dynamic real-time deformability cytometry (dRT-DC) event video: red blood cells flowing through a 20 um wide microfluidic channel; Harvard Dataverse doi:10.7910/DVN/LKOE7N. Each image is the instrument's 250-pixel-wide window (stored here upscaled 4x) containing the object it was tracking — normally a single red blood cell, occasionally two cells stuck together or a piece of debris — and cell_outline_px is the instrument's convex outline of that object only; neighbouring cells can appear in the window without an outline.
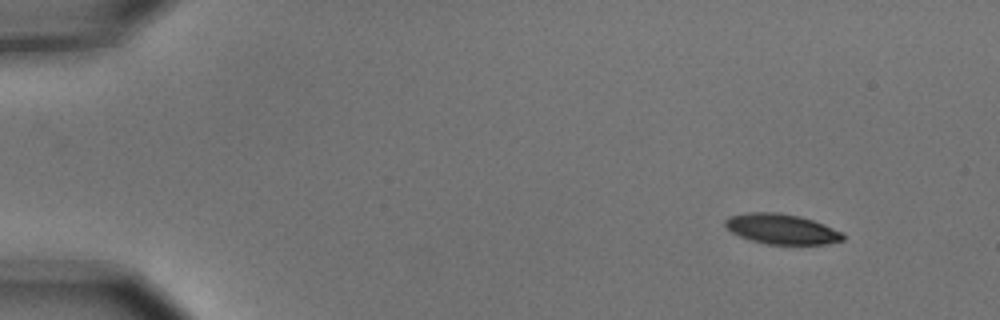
{"species": "common noctule bat (a hibernating species)", "species_latin": "Nyctalus noctula", "temperature_condition": "cold", "stored_images_in_passage": 4, "camera_frame_rate_fps": 3000, "um_per_image_px": 0.085, "animal": {"sex": "male", "body_mass_g": 15.6}, "frame": {"image": 1, "passage_image": 1, "time_ms": 0.0, "image_size_px": [1000, 320], "cell_outline_px": [[844, 240], [828, 244], [768, 244], [752, 240], [740, 236], [732, 232], [724, 224], [724, 220], [728, 216], [748, 212], [776, 212], [800, 216], [824, 224], [844, 232]], "centroid_in_image_um": [66.46, 19.46], "position_along_channel_um": 18.5, "area_um2": 20.75}}
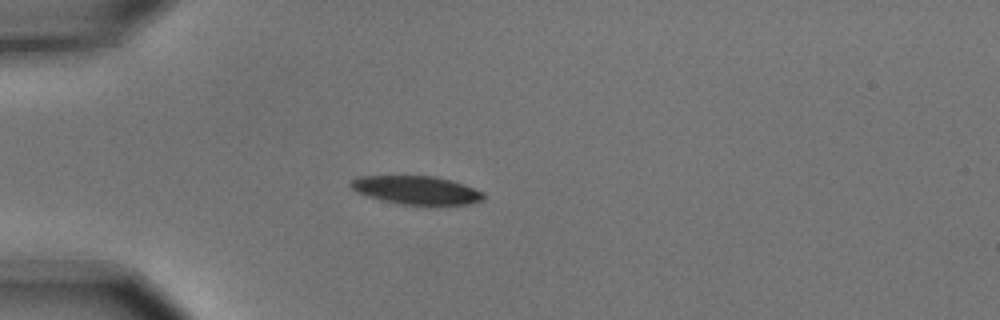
{"frame": {"image": 2, "passage_image": 4, "time_ms": 1.0, "image_size_px": [1000, 320], "cell_outline_px": [[484, 200], [468, 204], [436, 208], [400, 204], [368, 196], [356, 192], [348, 184], [352, 180], [360, 176], [436, 176], [452, 180], [464, 184], [484, 192]], "centroid_in_image_um": [35.48, 16.2], "position_along_channel_um": 49.5, "area_um2": 22.77}}